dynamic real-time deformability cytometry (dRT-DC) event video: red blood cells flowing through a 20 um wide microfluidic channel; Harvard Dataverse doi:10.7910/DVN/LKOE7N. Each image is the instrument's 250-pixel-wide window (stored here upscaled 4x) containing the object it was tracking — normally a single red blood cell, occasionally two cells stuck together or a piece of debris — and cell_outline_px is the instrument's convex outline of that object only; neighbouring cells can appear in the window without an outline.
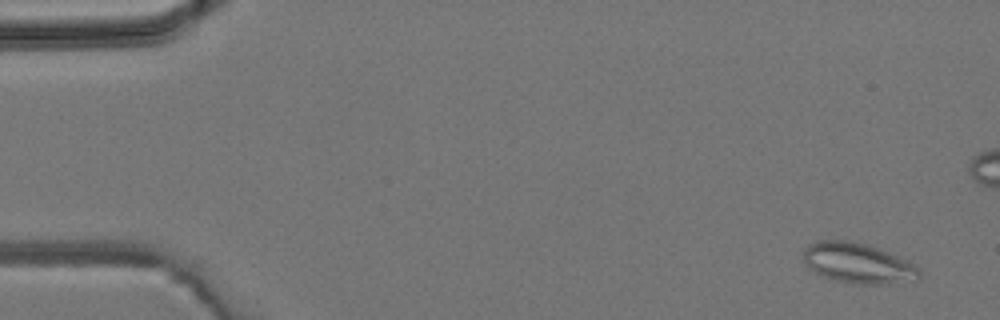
{"species": "common noctule bat (a hibernating species)", "species_latin": "Nyctalus noctula", "temperature_condition": "room temperature", "stored_images_in_passage": 6, "camera_frame_rate_fps": 3000, "um_per_image_px": 0.085, "animal": {"sex": "male", "body_mass_g": 19.2, "forearm_length_mm": 51.8}, "frame": {"image": 1, "passage_image": 1, "time_ms": 0.0, "image_size_px": [1000, 320], "cell_outline_px": [[920, 276], [916, 280], [888, 284], [852, 284], [836, 280], [824, 276], [808, 268], [804, 260], [804, 248], [808, 244], [816, 240], [848, 240], [868, 244], [880, 248], [908, 260], [916, 264], [920, 268]], "centroid_in_image_um": [72.96, 22.36], "position_along_channel_um": 12.0, "area_um2": 27.63}}